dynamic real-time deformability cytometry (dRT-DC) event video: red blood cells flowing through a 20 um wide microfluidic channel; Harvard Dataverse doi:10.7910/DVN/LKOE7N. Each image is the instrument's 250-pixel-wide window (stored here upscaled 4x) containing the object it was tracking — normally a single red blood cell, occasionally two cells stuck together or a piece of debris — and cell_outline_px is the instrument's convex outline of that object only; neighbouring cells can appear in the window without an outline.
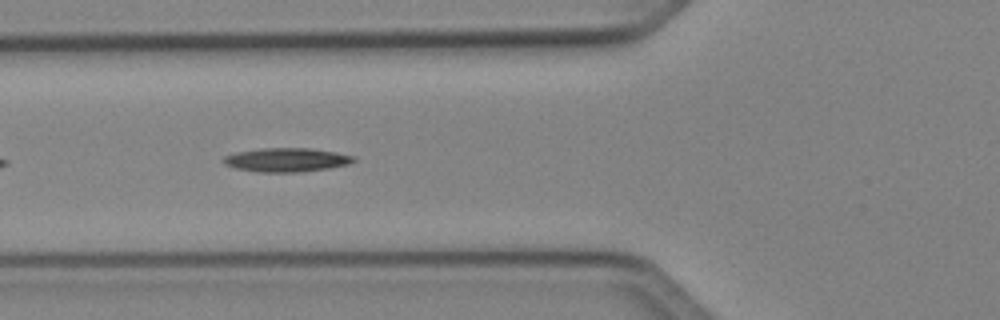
{"species": "Egyptian fruit bat (a non-hibernating species)", "species_latin": "Rousettus aegyptiacus", "temperature_condition": "cold", "stored_images_in_passage": 29, "camera_frame_rate_fps": 3000, "um_per_image_px": 0.085, "animal": {"sex": "female"}, "frame": {"image": 1, "passage_image": 5, "time_ms": 1.333, "image_size_px": [1000, 320], "cell_outline_px": [[356, 160], [348, 164], [328, 168], [300, 172], [256, 172], [236, 168], [224, 164], [220, 160], [224, 156], [236, 152], [264, 148], [308, 148], [336, 152], [356, 156]], "centroid_in_image_um": [24.33, 13.59], "position_along_channel_um": 101.5, "area_um2": 18.15}}
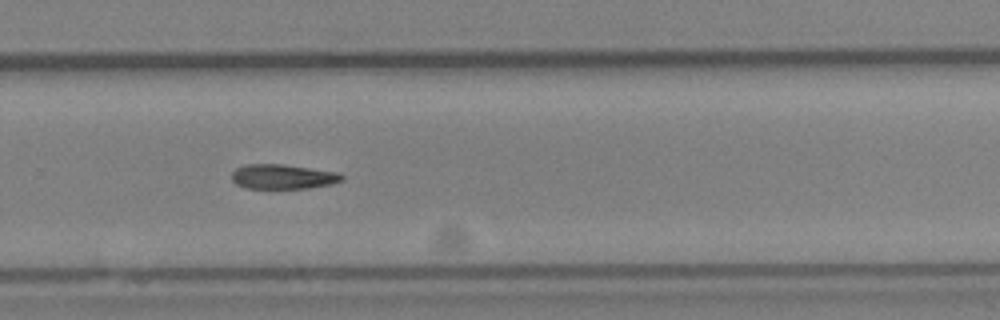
{"frame": {"image": 2, "passage_image": 20, "time_ms": 6.333, "image_size_px": [1000, 320], "cell_outline_px": [[344, 180], [332, 184], [308, 188], [244, 188], [236, 184], [232, 180], [232, 172], [236, 168], [244, 164], [284, 164], [340, 172], [344, 176]], "centroid_in_image_um": [24.07, 15.01], "position_along_channel_um": 305.7, "area_um2": 16.07}, "authors_computed_cell_mechanics": {"area_um2": 16.3574, "velocity_mm_per_s": 4.0793, "shape_relaxation_time_tau1_ms": 4.0913, "shape_relaxation_time_tau2_ms": null, "deformation_change_tau1": 0.1341, "deformation_change_tau2": null}}